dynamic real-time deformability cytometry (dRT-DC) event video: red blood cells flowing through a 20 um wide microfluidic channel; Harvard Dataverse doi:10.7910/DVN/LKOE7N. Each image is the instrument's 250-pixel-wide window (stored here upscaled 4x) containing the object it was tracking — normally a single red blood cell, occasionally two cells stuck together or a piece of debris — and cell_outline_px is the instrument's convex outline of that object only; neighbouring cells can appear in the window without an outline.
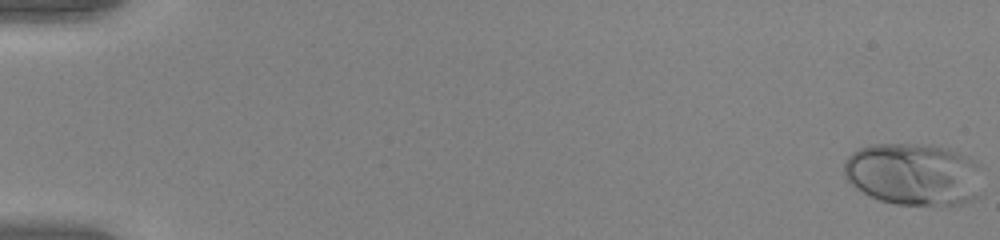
{"species": "human", "species_latin": "Homo sapiens", "temperature_condition": "warm", "stored_images_in_passage": 53, "camera_frame_rate_fps": 3000, "um_per_image_px": 0.085, "donor": {"sex": "female"}, "frame": {"image": 1, "passage_image": 1, "time_ms": 0.0, "image_size_px": [1000, 240], "cell_outline_px": [[984, 168], [980, 196], [976, 200], [960, 204], [940, 208], [896, 204], [880, 200], [856, 188], [844, 176], [844, 160], [852, 152], [868, 144], [924, 144], [948, 148], [960, 152], [984, 164]], "centroid_in_image_um": [77.79, 14.84], "position_along_channel_um": 7.2, "area_um2": 52.25}}
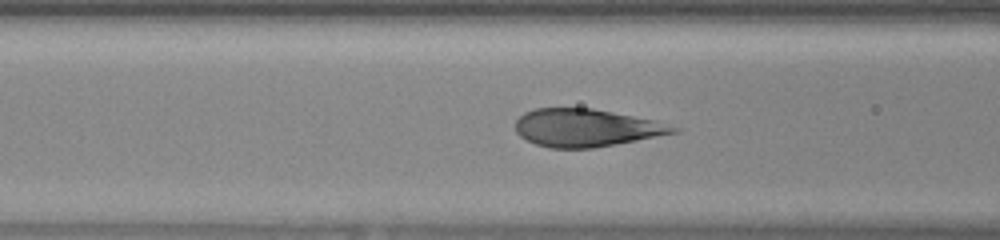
{"frame": {"image": 2, "passage_image": 23, "time_ms": 7.333, "image_size_px": [1000, 240], "cell_outline_px": [[680, 132], [592, 148], [552, 148], [536, 144], [524, 140], [516, 132], [516, 120], [524, 112], [536, 108], [592, 108], [656, 120], [680, 128]], "centroid_in_image_um": [49.81, 10.86], "position_along_channel_um": 116.8, "area_um2": 34.68}}
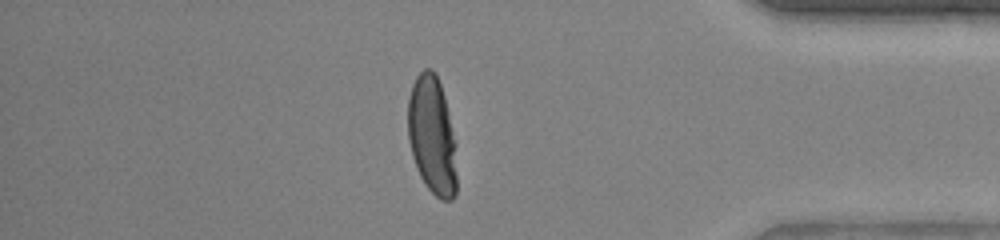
{"frame": {"image": 3, "passage_image": 46, "time_ms": 15.0, "image_size_px": [1000, 240], "cell_outline_px": [[456, 196], [452, 200], [440, 200], [428, 188], [420, 176], [416, 168], [412, 156], [408, 140], [408, 96], [412, 84], [416, 76], [424, 68], [432, 68], [436, 72], [444, 96], [456, 140]], "centroid_in_image_um": [36.73, 11.51], "position_along_channel_um": 398.5, "area_um2": 34.22}}